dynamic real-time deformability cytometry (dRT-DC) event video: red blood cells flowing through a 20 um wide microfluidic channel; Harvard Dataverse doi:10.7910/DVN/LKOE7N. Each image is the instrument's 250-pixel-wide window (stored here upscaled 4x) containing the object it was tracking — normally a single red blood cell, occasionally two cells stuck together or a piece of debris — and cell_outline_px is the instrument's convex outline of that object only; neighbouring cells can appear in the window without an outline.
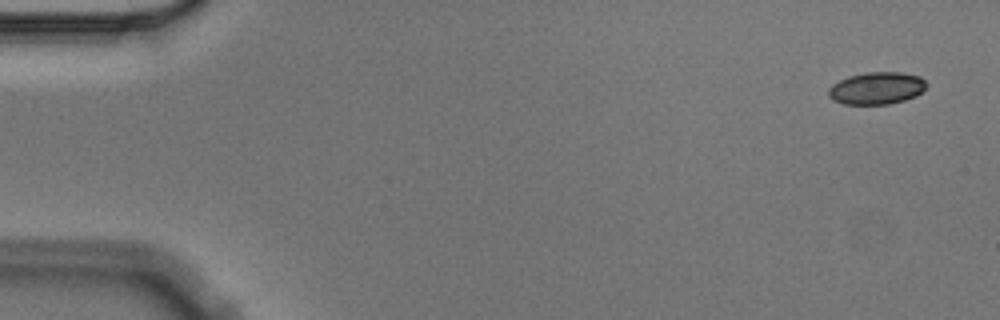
{"species": "Egyptian fruit bat (a non-hibernating species)", "species_latin": "Rousettus aegyptiacus", "temperature_condition": "cold", "stored_images_in_passage": 4, "camera_frame_rate_fps": 3000, "um_per_image_px": 0.085, "animal": {"sex": "male"}, "frame": {"image": 1, "passage_image": 1, "time_ms": 0.0, "image_size_px": [1000, 320], "cell_outline_px": [[928, 84], [916, 96], [904, 100], [888, 104], [844, 104], [832, 100], [828, 96], [828, 88], [832, 84], [848, 76], [868, 72], [900, 72], [920, 76]], "centroid_in_image_um": [74.49, 7.49], "position_along_channel_um": 10.5, "area_um2": 18.44}}
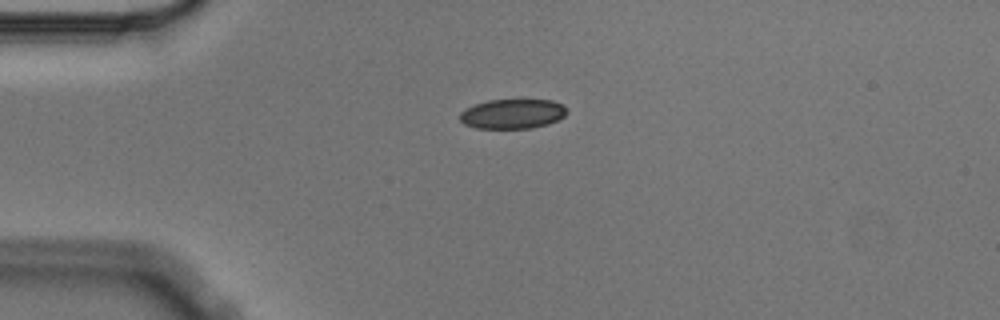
{"frame": {"image": 2, "passage_image": 4, "time_ms": 1.0, "image_size_px": [1000, 320], "cell_outline_px": [[568, 112], [564, 116], [548, 124], [532, 128], [476, 128], [464, 124], [460, 120], [460, 112], [476, 104], [488, 100], [552, 100], [564, 104], [568, 108]], "centroid_in_image_um": [43.61, 9.67], "position_along_channel_um": 41.4, "area_um2": 18.5}}